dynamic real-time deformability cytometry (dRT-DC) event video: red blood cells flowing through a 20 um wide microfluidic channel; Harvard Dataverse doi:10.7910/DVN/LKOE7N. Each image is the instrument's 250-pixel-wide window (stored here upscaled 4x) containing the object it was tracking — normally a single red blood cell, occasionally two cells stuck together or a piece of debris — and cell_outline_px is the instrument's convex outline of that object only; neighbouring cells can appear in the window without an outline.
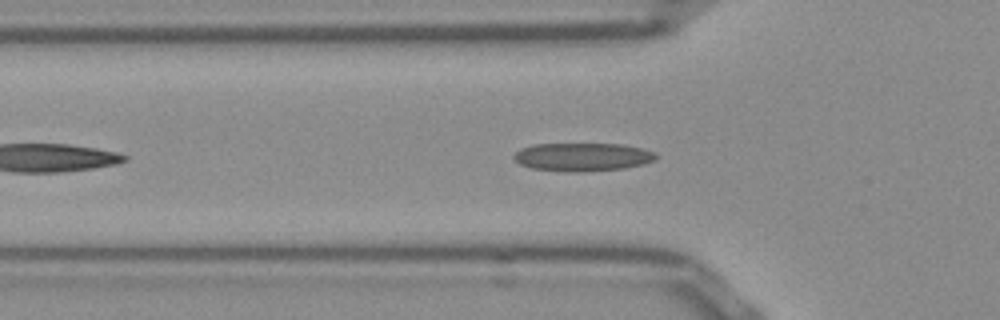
{"species": "Egyptian fruit bat (a non-hibernating species)", "species_latin": "Rousettus aegyptiacus", "temperature_condition": "room temperature", "stored_images_in_passage": 43, "camera_frame_rate_fps": 3000, "um_per_image_px": 0.085, "frame": {"image": 1, "passage_image": 7, "time_ms": 2.0, "image_size_px": [1000, 320], "cell_outline_px": [[656, 160], [644, 164], [624, 168], [576, 172], [564, 172], [532, 168], [520, 164], [512, 156], [520, 148], [536, 144], [620, 144], [640, 148], [656, 152]], "centroid_in_image_um": [49.51, 13.34], "position_along_channel_um": 76.3, "area_um2": 23.35}}
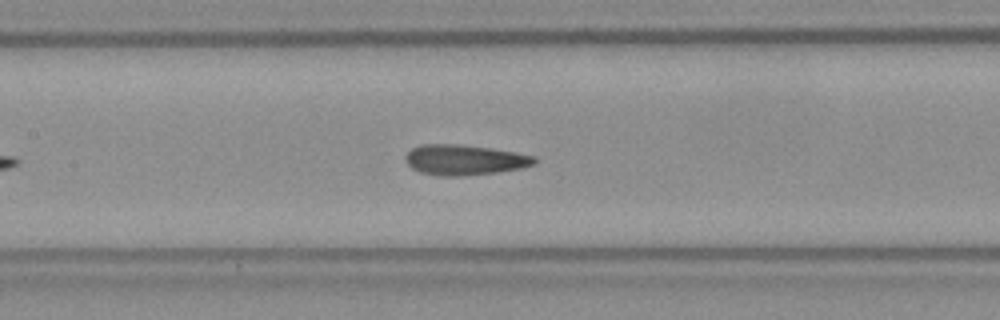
{"frame": {"image": 2, "passage_image": 14, "time_ms": 4.333, "image_size_px": [1000, 320], "cell_outline_px": [[536, 164], [520, 168], [496, 172], [460, 176], [440, 176], [420, 172], [412, 168], [404, 160], [404, 156], [412, 148], [420, 144], [456, 144], [488, 148], [516, 152], [536, 156]], "centroid_in_image_um": [39.46, 13.59], "position_along_channel_um": 167.9, "area_um2": 22.77}}
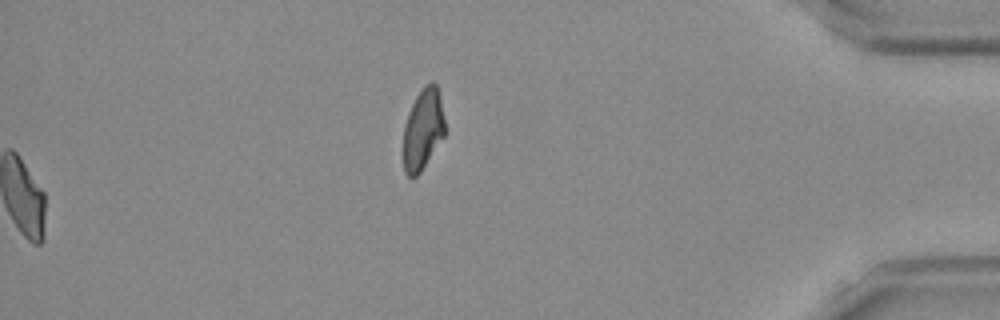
{"frame": {"image": 3, "passage_image": 43, "time_ms": 14.0, "image_size_px": [1000, 320], "cell_outline_px": [[444, 136], [420, 172], [416, 176], [408, 176], [404, 172], [404, 124], [408, 112], [416, 96], [424, 84], [432, 80], [436, 84], [440, 100], [444, 120]], "centroid_in_image_um": [35.94, 10.96], "position_along_channel_um": 399.3, "area_um2": 19.36}, "authors_computed_cell_mechanics": {"area_um2": 22.3108, "velocity_mm_per_s": 3.8735, "shape_relaxation_time_tau1_ms": null, "shape_relaxation_time_tau2_ms": 2.0118, "deformation_change_tau1": null, "deformation_change_tau2": 0.1039}}